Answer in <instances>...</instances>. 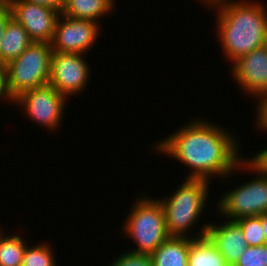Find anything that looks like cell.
Segmentation results:
<instances>
[{
	"instance_id": "obj_1",
	"label": "cell",
	"mask_w": 267,
	"mask_h": 266,
	"mask_svg": "<svg viewBox=\"0 0 267 266\" xmlns=\"http://www.w3.org/2000/svg\"><path fill=\"white\" fill-rule=\"evenodd\" d=\"M201 117L187 121L172 134L151 144L154 153L175 159L189 169L185 178L210 181L216 176L230 179L245 158L240 154L242 144L239 145L234 130Z\"/></svg>"
},
{
	"instance_id": "obj_2",
	"label": "cell",
	"mask_w": 267,
	"mask_h": 266,
	"mask_svg": "<svg viewBox=\"0 0 267 266\" xmlns=\"http://www.w3.org/2000/svg\"><path fill=\"white\" fill-rule=\"evenodd\" d=\"M216 15L220 51L232 64L263 47L267 36V6L261 0H215L206 5Z\"/></svg>"
},
{
	"instance_id": "obj_3",
	"label": "cell",
	"mask_w": 267,
	"mask_h": 266,
	"mask_svg": "<svg viewBox=\"0 0 267 266\" xmlns=\"http://www.w3.org/2000/svg\"><path fill=\"white\" fill-rule=\"evenodd\" d=\"M183 180L170 195L166 196L165 194L163 196L165 198L158 197L157 199L163 207L169 236L199 238L206 235L209 224V222H205L200 227L198 222L205 221L201 219H203L202 216L205 214L209 202L211 182L191 178H184ZM194 227L200 228V231H194L195 234L192 236Z\"/></svg>"
},
{
	"instance_id": "obj_4",
	"label": "cell",
	"mask_w": 267,
	"mask_h": 266,
	"mask_svg": "<svg viewBox=\"0 0 267 266\" xmlns=\"http://www.w3.org/2000/svg\"><path fill=\"white\" fill-rule=\"evenodd\" d=\"M51 43L33 42L19 57L3 66V95L10 103L23 92L49 84Z\"/></svg>"
},
{
	"instance_id": "obj_5",
	"label": "cell",
	"mask_w": 267,
	"mask_h": 266,
	"mask_svg": "<svg viewBox=\"0 0 267 266\" xmlns=\"http://www.w3.org/2000/svg\"><path fill=\"white\" fill-rule=\"evenodd\" d=\"M123 222L121 235L134 242L135 247L129 249L133 253L150 255L170 237L163 207L153 196H137Z\"/></svg>"
},
{
	"instance_id": "obj_6",
	"label": "cell",
	"mask_w": 267,
	"mask_h": 266,
	"mask_svg": "<svg viewBox=\"0 0 267 266\" xmlns=\"http://www.w3.org/2000/svg\"><path fill=\"white\" fill-rule=\"evenodd\" d=\"M237 171L248 172L253 177L247 183L235 185L233 190L224 191L216 202V213L232 221L267 213V174L262 173L246 157L237 165Z\"/></svg>"
},
{
	"instance_id": "obj_7",
	"label": "cell",
	"mask_w": 267,
	"mask_h": 266,
	"mask_svg": "<svg viewBox=\"0 0 267 266\" xmlns=\"http://www.w3.org/2000/svg\"><path fill=\"white\" fill-rule=\"evenodd\" d=\"M69 101L50 84L23 92L11 102L19 107L30 120L55 132L65 117L66 103ZM55 130V131H54Z\"/></svg>"
},
{
	"instance_id": "obj_8",
	"label": "cell",
	"mask_w": 267,
	"mask_h": 266,
	"mask_svg": "<svg viewBox=\"0 0 267 266\" xmlns=\"http://www.w3.org/2000/svg\"><path fill=\"white\" fill-rule=\"evenodd\" d=\"M85 57V54L53 51L49 84L67 99L87 89L91 69Z\"/></svg>"
},
{
	"instance_id": "obj_9",
	"label": "cell",
	"mask_w": 267,
	"mask_h": 266,
	"mask_svg": "<svg viewBox=\"0 0 267 266\" xmlns=\"http://www.w3.org/2000/svg\"><path fill=\"white\" fill-rule=\"evenodd\" d=\"M94 21L78 20L60 14L55 25L51 48L57 52L87 54L102 32ZM101 30V31H100Z\"/></svg>"
},
{
	"instance_id": "obj_10",
	"label": "cell",
	"mask_w": 267,
	"mask_h": 266,
	"mask_svg": "<svg viewBox=\"0 0 267 266\" xmlns=\"http://www.w3.org/2000/svg\"><path fill=\"white\" fill-rule=\"evenodd\" d=\"M11 16L20 23L34 42L51 43L56 21L61 14L58 10L26 0H9Z\"/></svg>"
},
{
	"instance_id": "obj_11",
	"label": "cell",
	"mask_w": 267,
	"mask_h": 266,
	"mask_svg": "<svg viewBox=\"0 0 267 266\" xmlns=\"http://www.w3.org/2000/svg\"><path fill=\"white\" fill-rule=\"evenodd\" d=\"M230 68V75L247 96H253L258 103L267 94V50L254 49L236 60ZM245 91V92H244ZM256 97V98H255Z\"/></svg>"
},
{
	"instance_id": "obj_12",
	"label": "cell",
	"mask_w": 267,
	"mask_h": 266,
	"mask_svg": "<svg viewBox=\"0 0 267 266\" xmlns=\"http://www.w3.org/2000/svg\"><path fill=\"white\" fill-rule=\"evenodd\" d=\"M220 218L222 221L216 220L214 223L211 220L209 222L206 235L216 245L227 264L234 266L248 247V244L244 238L243 230L236 221L224 220L221 216Z\"/></svg>"
},
{
	"instance_id": "obj_13",
	"label": "cell",
	"mask_w": 267,
	"mask_h": 266,
	"mask_svg": "<svg viewBox=\"0 0 267 266\" xmlns=\"http://www.w3.org/2000/svg\"><path fill=\"white\" fill-rule=\"evenodd\" d=\"M117 0H64L61 14L78 20L94 21L115 11Z\"/></svg>"
},
{
	"instance_id": "obj_14",
	"label": "cell",
	"mask_w": 267,
	"mask_h": 266,
	"mask_svg": "<svg viewBox=\"0 0 267 266\" xmlns=\"http://www.w3.org/2000/svg\"><path fill=\"white\" fill-rule=\"evenodd\" d=\"M33 42L24 27L11 17L6 22L0 43V64L5 66L8 62L19 57Z\"/></svg>"
},
{
	"instance_id": "obj_15",
	"label": "cell",
	"mask_w": 267,
	"mask_h": 266,
	"mask_svg": "<svg viewBox=\"0 0 267 266\" xmlns=\"http://www.w3.org/2000/svg\"><path fill=\"white\" fill-rule=\"evenodd\" d=\"M189 237H168L150 254L153 266H188Z\"/></svg>"
},
{
	"instance_id": "obj_16",
	"label": "cell",
	"mask_w": 267,
	"mask_h": 266,
	"mask_svg": "<svg viewBox=\"0 0 267 266\" xmlns=\"http://www.w3.org/2000/svg\"><path fill=\"white\" fill-rule=\"evenodd\" d=\"M188 266H229L216 245L205 235L189 238Z\"/></svg>"
},
{
	"instance_id": "obj_17",
	"label": "cell",
	"mask_w": 267,
	"mask_h": 266,
	"mask_svg": "<svg viewBox=\"0 0 267 266\" xmlns=\"http://www.w3.org/2000/svg\"><path fill=\"white\" fill-rule=\"evenodd\" d=\"M3 232L0 236V266H22L25 249L28 245L27 238L21 234ZM22 236V237H20Z\"/></svg>"
},
{
	"instance_id": "obj_18",
	"label": "cell",
	"mask_w": 267,
	"mask_h": 266,
	"mask_svg": "<svg viewBox=\"0 0 267 266\" xmlns=\"http://www.w3.org/2000/svg\"><path fill=\"white\" fill-rule=\"evenodd\" d=\"M49 242H39L31 245L30 242L25 249L22 266H57L55 248Z\"/></svg>"
},
{
	"instance_id": "obj_19",
	"label": "cell",
	"mask_w": 267,
	"mask_h": 266,
	"mask_svg": "<svg viewBox=\"0 0 267 266\" xmlns=\"http://www.w3.org/2000/svg\"><path fill=\"white\" fill-rule=\"evenodd\" d=\"M236 222L243 230V235L248 246H261L266 244L262 228V215L243 217L236 220Z\"/></svg>"
},
{
	"instance_id": "obj_20",
	"label": "cell",
	"mask_w": 267,
	"mask_h": 266,
	"mask_svg": "<svg viewBox=\"0 0 267 266\" xmlns=\"http://www.w3.org/2000/svg\"><path fill=\"white\" fill-rule=\"evenodd\" d=\"M234 266H267V244L248 246Z\"/></svg>"
},
{
	"instance_id": "obj_21",
	"label": "cell",
	"mask_w": 267,
	"mask_h": 266,
	"mask_svg": "<svg viewBox=\"0 0 267 266\" xmlns=\"http://www.w3.org/2000/svg\"><path fill=\"white\" fill-rule=\"evenodd\" d=\"M128 249L118 255L109 266H153L150 255L133 253Z\"/></svg>"
},
{
	"instance_id": "obj_22",
	"label": "cell",
	"mask_w": 267,
	"mask_h": 266,
	"mask_svg": "<svg viewBox=\"0 0 267 266\" xmlns=\"http://www.w3.org/2000/svg\"><path fill=\"white\" fill-rule=\"evenodd\" d=\"M255 127L256 131L259 129L262 132L267 133V94L258 102L255 106Z\"/></svg>"
},
{
	"instance_id": "obj_23",
	"label": "cell",
	"mask_w": 267,
	"mask_h": 266,
	"mask_svg": "<svg viewBox=\"0 0 267 266\" xmlns=\"http://www.w3.org/2000/svg\"><path fill=\"white\" fill-rule=\"evenodd\" d=\"M254 166H256L262 173L267 174V146L260 150L251 158H247Z\"/></svg>"
},
{
	"instance_id": "obj_24",
	"label": "cell",
	"mask_w": 267,
	"mask_h": 266,
	"mask_svg": "<svg viewBox=\"0 0 267 266\" xmlns=\"http://www.w3.org/2000/svg\"><path fill=\"white\" fill-rule=\"evenodd\" d=\"M9 6L6 3H0V43L4 35L6 22L11 18Z\"/></svg>"
},
{
	"instance_id": "obj_25",
	"label": "cell",
	"mask_w": 267,
	"mask_h": 266,
	"mask_svg": "<svg viewBox=\"0 0 267 266\" xmlns=\"http://www.w3.org/2000/svg\"><path fill=\"white\" fill-rule=\"evenodd\" d=\"M26 1L50 7L52 9L58 10L60 13L62 11L64 4V0H26Z\"/></svg>"
},
{
	"instance_id": "obj_26",
	"label": "cell",
	"mask_w": 267,
	"mask_h": 266,
	"mask_svg": "<svg viewBox=\"0 0 267 266\" xmlns=\"http://www.w3.org/2000/svg\"><path fill=\"white\" fill-rule=\"evenodd\" d=\"M1 101H5L4 103H6L3 95V66L0 64V102Z\"/></svg>"
},
{
	"instance_id": "obj_27",
	"label": "cell",
	"mask_w": 267,
	"mask_h": 266,
	"mask_svg": "<svg viewBox=\"0 0 267 266\" xmlns=\"http://www.w3.org/2000/svg\"><path fill=\"white\" fill-rule=\"evenodd\" d=\"M262 228L265 236V241L267 244V213L262 214Z\"/></svg>"
},
{
	"instance_id": "obj_28",
	"label": "cell",
	"mask_w": 267,
	"mask_h": 266,
	"mask_svg": "<svg viewBox=\"0 0 267 266\" xmlns=\"http://www.w3.org/2000/svg\"><path fill=\"white\" fill-rule=\"evenodd\" d=\"M215 0H199V3L201 2V5H208L212 2H214Z\"/></svg>"
},
{
	"instance_id": "obj_29",
	"label": "cell",
	"mask_w": 267,
	"mask_h": 266,
	"mask_svg": "<svg viewBox=\"0 0 267 266\" xmlns=\"http://www.w3.org/2000/svg\"><path fill=\"white\" fill-rule=\"evenodd\" d=\"M264 47L267 50V36H266V41H265Z\"/></svg>"
},
{
	"instance_id": "obj_30",
	"label": "cell",
	"mask_w": 267,
	"mask_h": 266,
	"mask_svg": "<svg viewBox=\"0 0 267 266\" xmlns=\"http://www.w3.org/2000/svg\"><path fill=\"white\" fill-rule=\"evenodd\" d=\"M9 0H0V3H7Z\"/></svg>"
},
{
	"instance_id": "obj_31",
	"label": "cell",
	"mask_w": 267,
	"mask_h": 266,
	"mask_svg": "<svg viewBox=\"0 0 267 266\" xmlns=\"http://www.w3.org/2000/svg\"><path fill=\"white\" fill-rule=\"evenodd\" d=\"M3 229H1V226H0V236L3 234Z\"/></svg>"
}]
</instances>
